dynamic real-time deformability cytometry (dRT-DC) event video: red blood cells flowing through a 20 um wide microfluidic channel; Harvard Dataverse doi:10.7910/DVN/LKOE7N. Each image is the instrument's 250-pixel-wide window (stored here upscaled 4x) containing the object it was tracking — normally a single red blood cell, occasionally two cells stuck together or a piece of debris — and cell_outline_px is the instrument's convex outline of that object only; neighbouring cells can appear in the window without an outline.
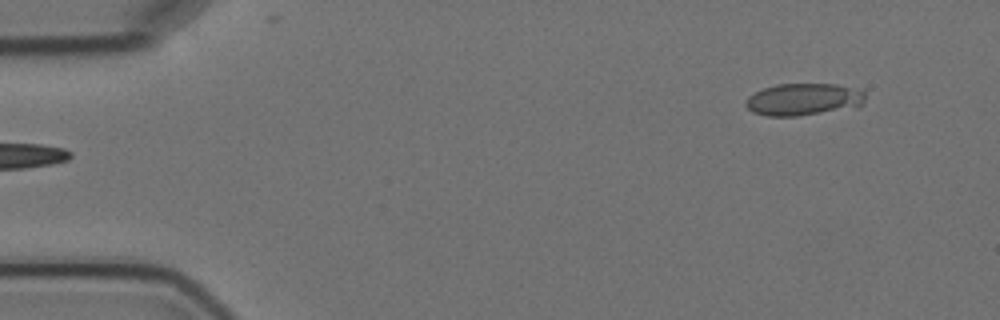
{"species": "Egyptian fruit bat (a non-hibernating species)", "species_latin": "Rousettus aegyptiacus", "temperature_condition": "cold", "stored_images_in_passage": 5, "segment_of_instrument_passage": [2, 2], "camera_frame_rate_fps": 3000, "um_per_image_px": 0.085, "animal": {"sex": "female"}, "frame": {"image": 1, "passage_image": 5, "time_ms": 4.667, "image_size_px": [1000, 320], "cell_outline_px": [[864, 100], [860, 108], [796, 116], [768, 116], [752, 112], [744, 104], [748, 96], [764, 88], [776, 84], [836, 84], [860, 88], [864, 92]], "centroid_in_image_um": [68.36, 8.45], "position_along_channel_um": 16.6, "area_um2": 22.77}}